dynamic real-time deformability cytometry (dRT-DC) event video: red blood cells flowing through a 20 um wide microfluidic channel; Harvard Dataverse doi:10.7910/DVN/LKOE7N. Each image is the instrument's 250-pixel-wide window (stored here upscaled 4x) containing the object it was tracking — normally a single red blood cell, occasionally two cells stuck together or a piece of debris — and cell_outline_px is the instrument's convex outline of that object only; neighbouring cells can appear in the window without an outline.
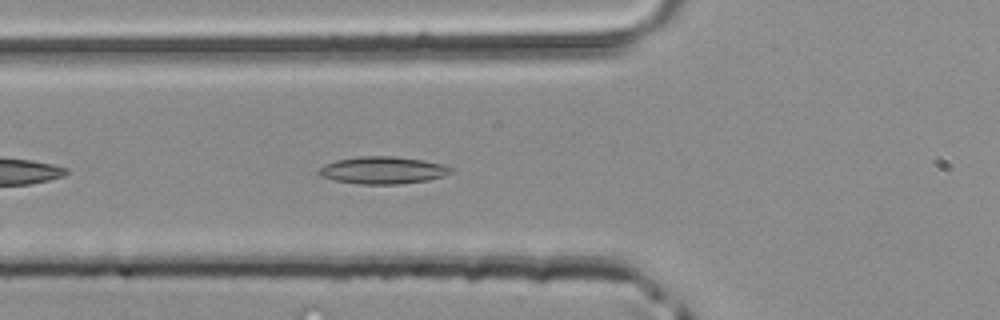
{"species": "common noctule bat (a hibernating species)", "species_latin": "Nyctalus noctula", "temperature_condition": "room temperature", "stored_images_in_passage": 35, "camera_frame_rate_fps": 3000, "um_per_image_px": 0.085, "animal": {"sex": "male", "body_mass_g": 20.4}, "frame": {"image": 1, "passage_image": 5, "time_ms": 1.333, "image_size_px": [1000, 320], "cell_outline_px": [[456, 172], [444, 176], [428, 180], [400, 184], [360, 184], [336, 180], [320, 176], [316, 172], [324, 164], [336, 160], [360, 156], [396, 156], [424, 160], [444, 164], [452, 168]], "centroid_in_image_um": [32.58, 14.46], "position_along_channel_um": 93.2, "area_um2": 21.21}}
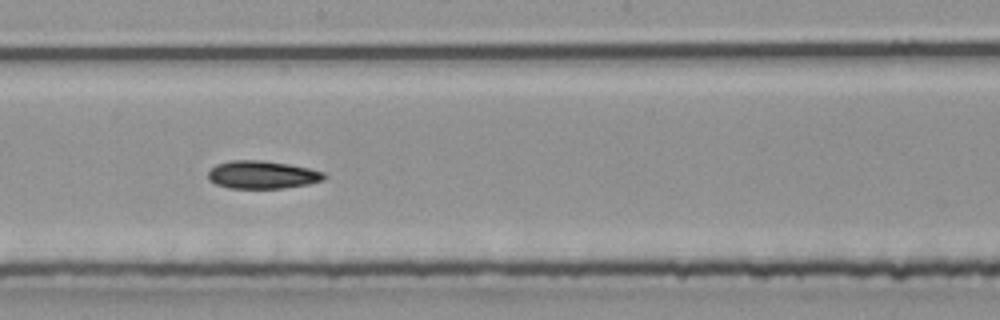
{"frame": {"image": 2, "passage_image": 14, "time_ms": 4.333, "image_size_px": [1000, 320], "cell_outline_px": [[324, 180], [308, 184], [284, 188], [228, 188], [216, 184], [208, 180], [208, 172], [216, 164], [232, 160], [260, 160], [288, 164], [308, 168], [324, 172]], "centroid_in_image_um": [22.26, 14.86], "position_along_channel_um": 225.9, "area_um2": 18.79}}
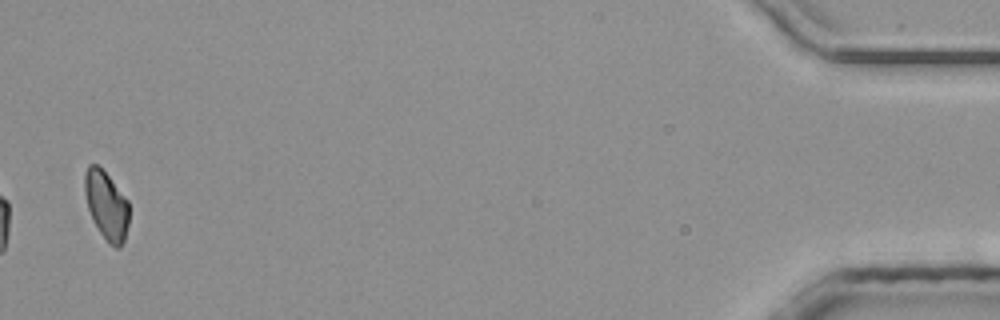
{"frame": {"image": 3, "passage_image": 34, "time_ms": 11.0, "image_size_px": [1000, 320], "cell_outline_px": [[128, 224], [124, 240], [120, 248], [116, 248], [108, 244], [100, 232], [88, 208], [84, 192], [84, 172], [88, 164], [96, 164], [108, 176], [128, 200]], "centroid_in_image_um": [9.03, 17.45], "position_along_channel_um": 426.2, "area_um2": 17.51}}